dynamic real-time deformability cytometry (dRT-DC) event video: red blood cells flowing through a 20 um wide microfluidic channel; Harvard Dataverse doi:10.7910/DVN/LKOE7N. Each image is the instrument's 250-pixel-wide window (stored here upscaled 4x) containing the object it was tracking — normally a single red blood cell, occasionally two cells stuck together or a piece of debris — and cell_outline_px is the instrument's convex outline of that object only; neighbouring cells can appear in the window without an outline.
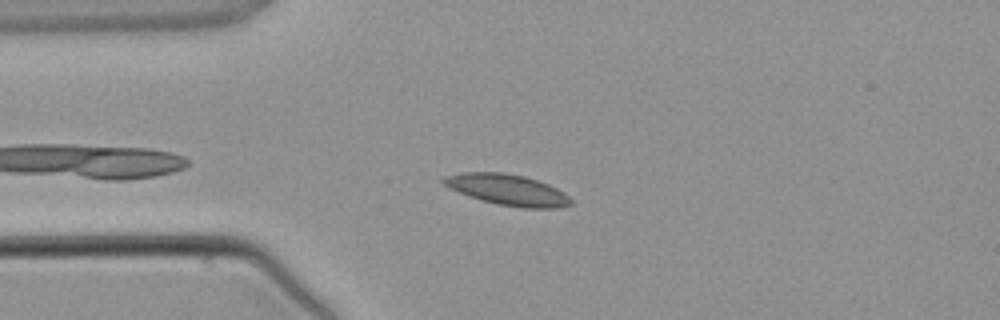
{"species": "common noctule bat (a hibernating species)", "species_latin": "Nyctalus noctula", "temperature_condition": "warm", "stored_images_in_passage": 3, "camera_frame_rate_fps": 3000, "um_per_image_px": 0.085, "animal": {"sex": "male", "body_mass_g": 21.5, "forearm_length_mm": 52.0}, "frame": {"image": 1, "passage_image": 3, "time_ms": 3.333, "image_size_px": [1000, 320], "cell_outline_px": [[572, 204], [560, 208], [520, 208], [496, 204], [480, 200], [468, 196], [448, 188], [440, 180], [444, 176], [460, 172], [504, 172], [524, 176], [548, 184], [564, 192], [572, 200]], "centroid_in_image_um": [43.11, 16.13], "position_along_channel_um": 41.9, "area_um2": 23.24}}